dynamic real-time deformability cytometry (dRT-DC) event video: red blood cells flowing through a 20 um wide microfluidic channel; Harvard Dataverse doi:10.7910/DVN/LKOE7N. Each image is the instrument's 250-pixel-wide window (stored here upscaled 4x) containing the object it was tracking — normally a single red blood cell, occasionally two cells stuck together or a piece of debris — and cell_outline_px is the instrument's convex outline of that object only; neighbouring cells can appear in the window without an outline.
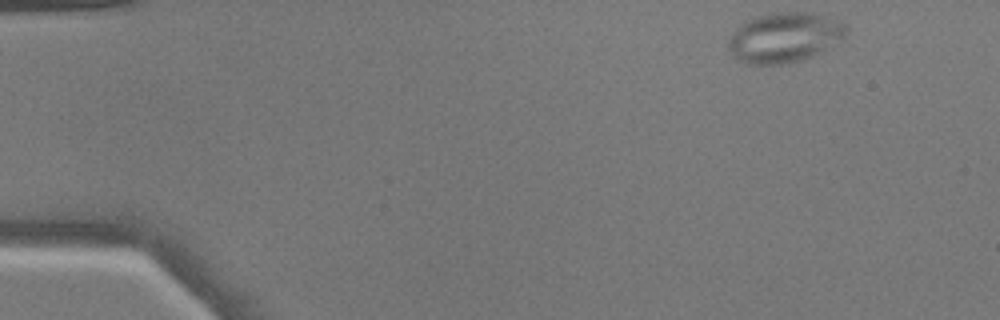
{"species": "common noctule bat (a hibernating species)", "species_latin": "Nyctalus noctula", "temperature_condition": "warm", "stored_images_in_passage": 46, "camera_frame_rate_fps": 3000, "um_per_image_px": 0.085, "animal": {"sex": "male", "body_mass_g": 17.9}, "frame": {"image": 1, "passage_image": 1, "time_ms": 0.0, "image_size_px": [1000, 320], "cell_outline_px": [[848, 28], [844, 36], [820, 52], [812, 56], [788, 64], [748, 64], [740, 60], [728, 48], [728, 36], [744, 20], [756, 16], [776, 12], [812, 12], [844, 20], [848, 24]], "centroid_in_image_um": [66.69, 3.15], "position_along_channel_um": 18.3, "area_um2": 34.56}}
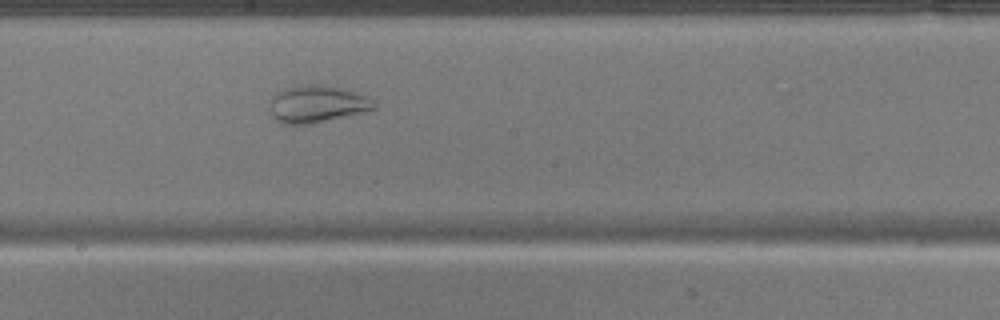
{"frame": {"image": 2, "passage_image": 24, "time_ms": 7.667, "image_size_px": [1000, 320], "cell_outline_px": [[376, 108], [364, 112], [312, 124], [284, 124], [276, 120], [272, 116], [272, 96], [276, 92], [284, 88], [300, 84], [316, 84], [340, 88], [364, 96], [372, 100], [376, 104]], "centroid_in_image_um": [26.93, 8.85], "position_along_channel_um": 221.3, "area_um2": 22.37}}
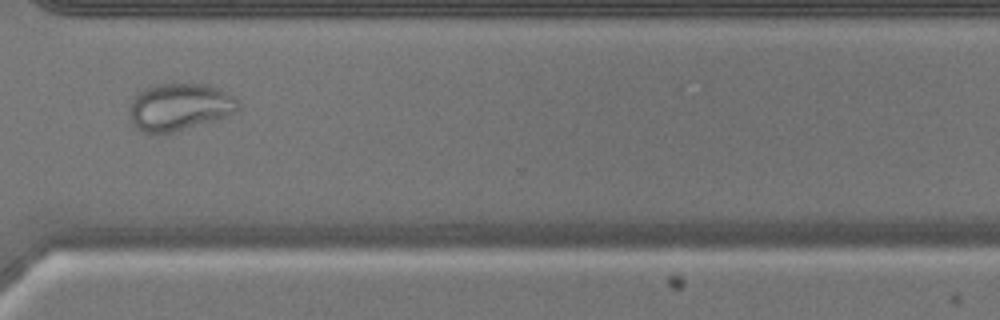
{"frame": {"image": 3, "passage_image": 34, "time_ms": 11.0, "image_size_px": [1000, 320], "cell_outline_px": [[240, 108], [236, 112], [224, 116], [172, 132], [140, 132], [132, 124], [128, 116], [128, 112], [132, 100], [136, 92], [144, 88], [156, 84], [208, 84], [220, 88], [232, 96], [236, 100]], "centroid_in_image_um": [15.19, 9.06], "position_along_channel_um": 355.4, "area_um2": 29.71}}